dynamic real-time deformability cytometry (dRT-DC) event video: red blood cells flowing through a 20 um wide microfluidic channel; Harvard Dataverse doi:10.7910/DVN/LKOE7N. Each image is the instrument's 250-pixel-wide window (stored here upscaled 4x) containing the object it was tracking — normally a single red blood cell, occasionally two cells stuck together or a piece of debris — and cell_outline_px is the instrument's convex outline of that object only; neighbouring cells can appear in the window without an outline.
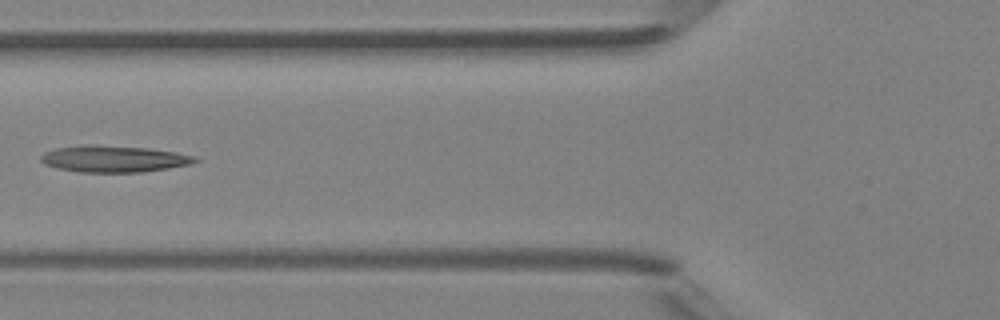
{"species": "Egyptian fruit bat (a non-hibernating species)", "species_latin": "Rousettus aegyptiacus", "temperature_condition": "room temperature", "stored_images_in_passage": 6, "camera_frame_rate_fps": 3000, "um_per_image_px": 0.085, "animal": {"sex": "female"}, "frame": {"image": 1, "passage_image": 5, "time_ms": 5.667, "image_size_px": [1000, 320], "cell_outline_px": [[200, 160], [192, 164], [168, 168], [140, 172], [80, 172], [56, 168], [44, 164], [40, 160], [40, 156], [44, 152], [56, 148], [80, 144], [92, 144], [148, 148], [176, 152], [196, 156]], "centroid_in_image_um": [9.66, 13.49], "position_along_channel_um": 116.1, "area_um2": 24.16}}
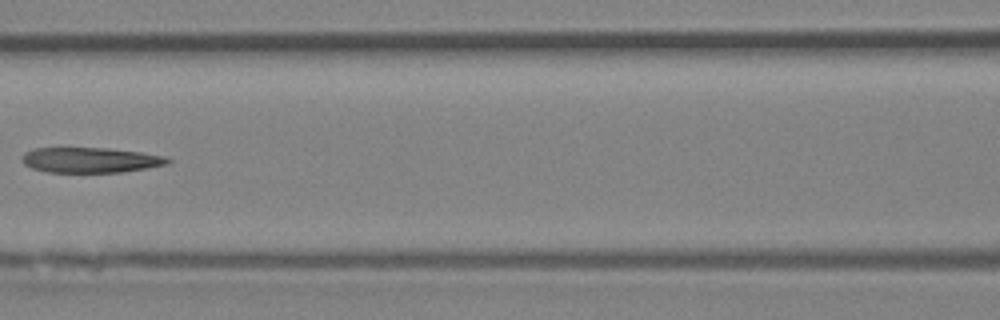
{"frame": {"image": 2, "passage_image": 6, "time_ms": 6.667, "image_size_px": [1000, 320], "cell_outline_px": [[172, 160], [168, 164], [148, 168], [124, 172], [44, 172], [32, 168], [24, 164], [20, 160], [20, 156], [24, 152], [36, 148], [108, 148], [140, 152], [164, 156]], "centroid_in_image_um": [7.66, 13.6], "position_along_channel_um": 158.9, "area_um2": 21.62}}